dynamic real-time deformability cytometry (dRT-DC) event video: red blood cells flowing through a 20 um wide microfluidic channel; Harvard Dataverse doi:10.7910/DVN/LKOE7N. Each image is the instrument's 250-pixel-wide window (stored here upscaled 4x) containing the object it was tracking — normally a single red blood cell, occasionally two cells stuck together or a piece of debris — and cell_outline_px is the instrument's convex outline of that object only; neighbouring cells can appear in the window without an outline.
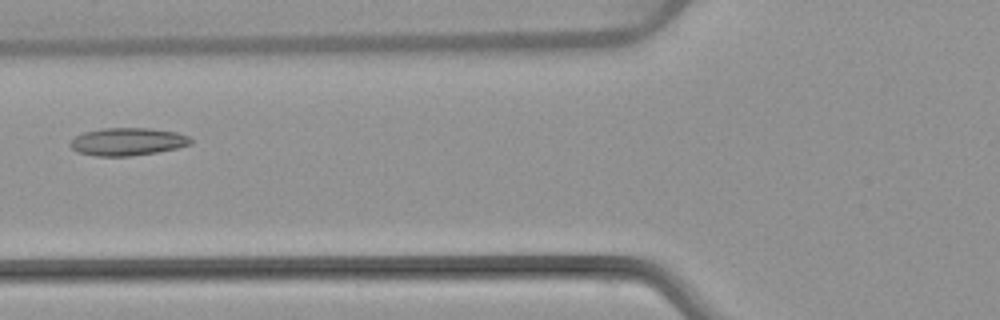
{"species": "common noctule bat (a hibernating species)", "species_latin": "Nyctalus noctula", "temperature_condition": "warm", "stored_images_in_passage": 6, "camera_frame_rate_fps": 3000, "um_per_image_px": 0.085, "animal": {"sex": "female", "body_mass_g": 22.7, "forearm_length_mm": 54.2}, "frame": {"image": 1, "passage_image": 6, "time_ms": 6.333, "image_size_px": [1000, 320], "cell_outline_px": [[192, 144], [176, 148], [156, 152], [132, 156], [96, 156], [76, 152], [68, 144], [76, 136], [84, 132], [100, 128], [148, 128], [176, 132], [188, 136], [192, 140]], "centroid_in_image_um": [10.82, 12.04], "position_along_channel_um": 115.0, "area_um2": 19.48}}